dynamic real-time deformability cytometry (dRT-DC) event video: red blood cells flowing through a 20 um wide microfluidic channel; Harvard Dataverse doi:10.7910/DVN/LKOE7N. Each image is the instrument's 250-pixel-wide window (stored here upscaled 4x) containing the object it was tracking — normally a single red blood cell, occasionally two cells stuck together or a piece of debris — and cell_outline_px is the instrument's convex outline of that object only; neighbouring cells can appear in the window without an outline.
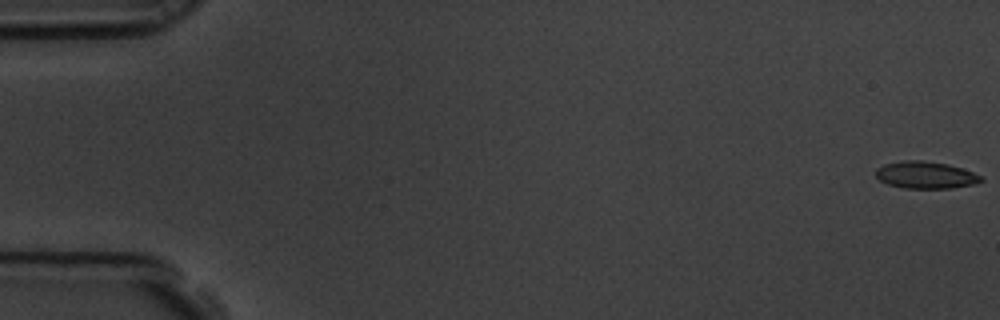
{"species": "common noctule bat (a hibernating species)", "species_latin": "Nyctalus noctula", "temperature_condition": "room temperature", "stored_images_in_passage": 7, "camera_frame_rate_fps": 3000, "um_per_image_px": 0.085, "animal": {"sex": "male", "body_mass_g": 19.5, "forearm_length_mm": 54.6}, "frame": {"image": 1, "passage_image": 1, "time_ms": 0.0, "image_size_px": [1000, 320], "cell_outline_px": [[984, 180], [976, 184], [948, 188], [904, 188], [888, 184], [880, 180], [876, 176], [876, 168], [884, 164], [904, 160], [924, 160], [948, 164], [984, 176]], "centroid_in_image_um": [78.69, 14.87], "position_along_channel_um": 6.3, "area_um2": 16.65}}
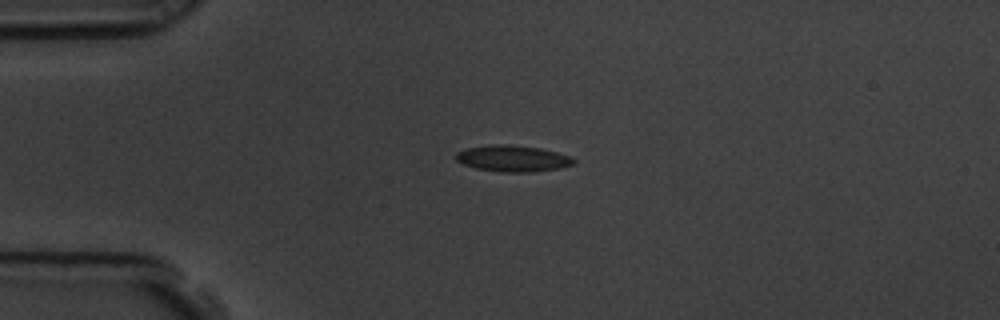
{"frame": {"image": 2, "passage_image": 5, "time_ms": 1.333, "image_size_px": [1000, 320], "cell_outline_px": [[576, 164], [560, 168], [528, 172], [500, 172], [476, 168], [464, 164], [456, 160], [456, 152], [468, 148], [496, 144], [508, 144], [540, 148], [572, 156], [576, 160]], "centroid_in_image_um": [43.63, 13.47], "position_along_channel_um": 41.4, "area_um2": 18.03}}
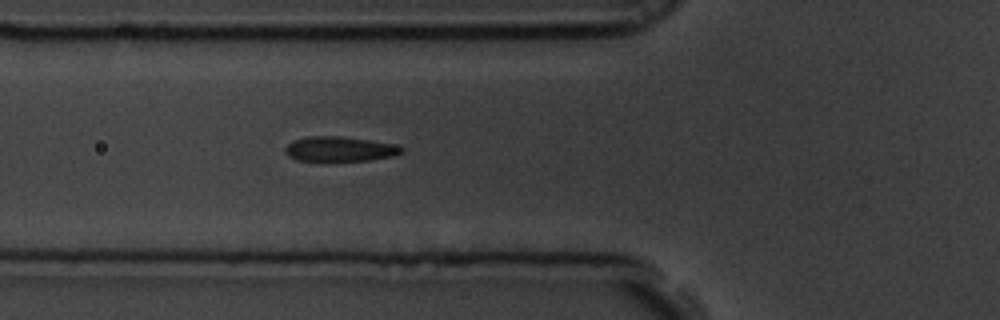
{"frame": {"image": 3, "passage_image": 7, "time_ms": 2.0, "image_size_px": [1000, 320], "cell_outline_px": [[404, 152], [392, 156], [368, 160], [324, 164], [296, 160], [288, 156], [284, 152], [284, 148], [292, 140], [308, 136], [340, 136], [368, 140], [392, 144], [404, 148]], "centroid_in_image_um": [28.78, 12.72], "position_along_channel_um": 97.0, "area_um2": 17.69}}